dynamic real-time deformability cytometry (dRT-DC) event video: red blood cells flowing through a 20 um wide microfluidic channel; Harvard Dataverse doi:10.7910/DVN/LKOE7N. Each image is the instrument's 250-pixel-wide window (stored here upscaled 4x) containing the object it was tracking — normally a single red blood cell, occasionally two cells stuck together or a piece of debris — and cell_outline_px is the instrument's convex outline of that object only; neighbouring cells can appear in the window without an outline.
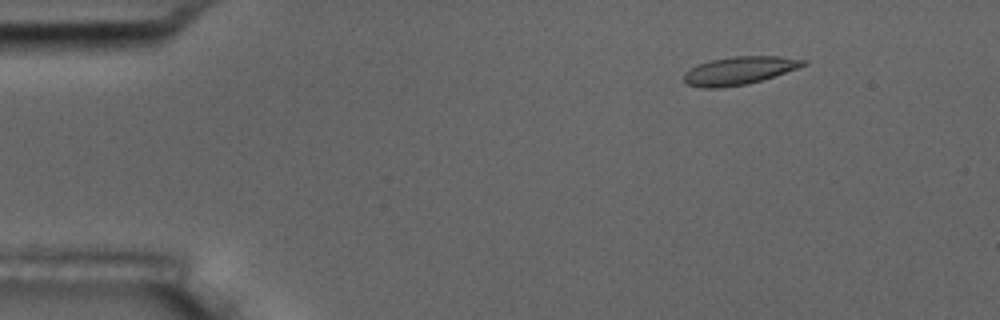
{"species": "common noctule bat (a hibernating species)", "species_latin": "Nyctalus noctula", "temperature_condition": "room temperature", "stored_images_in_passage": 8, "camera_frame_rate_fps": 3000, "um_per_image_px": 0.085, "animal": {"sex": "male", "body_mass_g": 17.5, "forearm_length_mm": 52.3}, "frame": {"image": 1, "passage_image": 3, "time_ms": 2.0, "image_size_px": [1000, 320], "cell_outline_px": [[808, 64], [748, 84], [720, 88], [704, 88], [688, 84], [684, 80], [684, 72], [700, 64], [712, 60], [736, 56], [780, 56], [808, 60]], "centroid_in_image_um": [62.85, 6.0], "position_along_channel_um": 22.2, "area_um2": 19.13}}
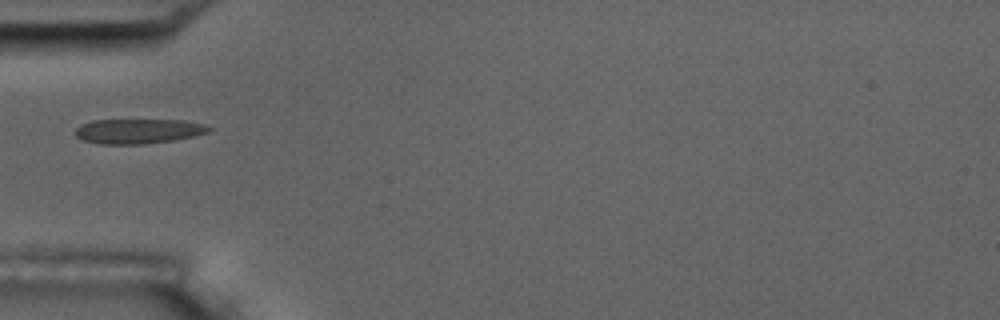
{"frame": {"image": 2, "passage_image": 6, "time_ms": 5.667, "image_size_px": [1000, 320], "cell_outline_px": [[212, 128], [208, 132], [196, 136], [172, 140], [144, 144], [100, 144], [84, 140], [76, 136], [76, 128], [80, 124], [92, 120], [184, 120], [204, 124]], "centroid_in_image_um": [11.76, 11.14], "position_along_channel_um": 73.2, "area_um2": 19.31}}